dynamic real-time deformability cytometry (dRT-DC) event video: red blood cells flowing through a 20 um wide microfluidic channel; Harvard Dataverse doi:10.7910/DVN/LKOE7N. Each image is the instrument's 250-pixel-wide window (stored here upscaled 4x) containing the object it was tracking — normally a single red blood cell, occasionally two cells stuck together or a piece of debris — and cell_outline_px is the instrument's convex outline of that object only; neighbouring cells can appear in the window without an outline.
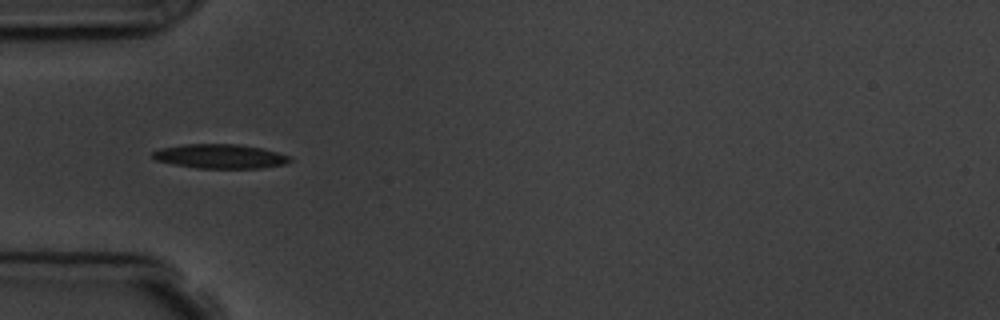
{"species": "common noctule bat (a hibernating species)", "species_latin": "Nyctalus noctula", "temperature_condition": "room temperature", "stored_images_in_passage": 7, "camera_frame_rate_fps": 3000, "um_per_image_px": 0.085, "animal": {"sex": "male", "body_mass_g": 19.5, "forearm_length_mm": 54.6}, "frame": {"image": 1, "passage_image": 5, "time_ms": 5.667, "image_size_px": [1000, 320], "cell_outline_px": [[292, 160], [284, 164], [260, 168], [196, 168], [172, 164], [156, 160], [152, 156], [152, 152], [160, 148], [184, 144], [236, 144], [260, 148], [276, 152], [288, 156]], "centroid_in_image_um": [18.66, 13.29], "position_along_channel_um": 66.3, "area_um2": 19.25}}